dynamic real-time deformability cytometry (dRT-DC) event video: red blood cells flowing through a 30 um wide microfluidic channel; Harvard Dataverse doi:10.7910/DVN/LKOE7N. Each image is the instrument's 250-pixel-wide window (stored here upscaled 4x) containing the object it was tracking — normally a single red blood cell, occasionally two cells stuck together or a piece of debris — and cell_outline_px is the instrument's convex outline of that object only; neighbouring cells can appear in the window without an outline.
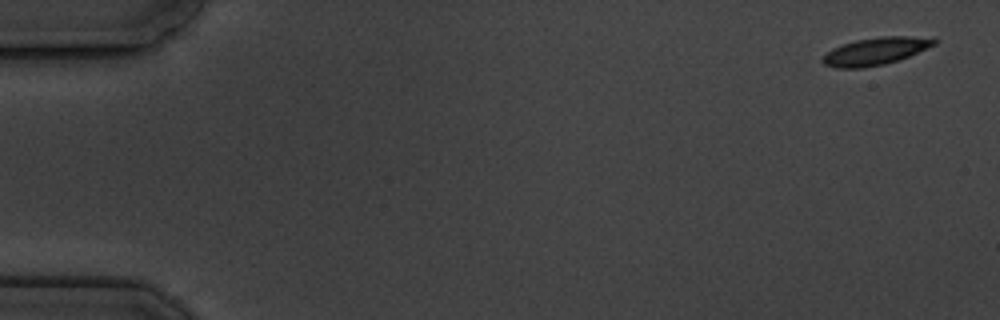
{"species": "common noctule bat (a hibernating species)", "species_latin": "Nyctalus noctula", "temperature_condition": "cold", "stored_images_in_passage": 8, "camera_frame_rate_fps": 3000, "um_per_image_px": 0.085, "animal": {"sex": "male", "body_mass_g": 19.5, "forearm_length_mm": 54.6}, "frame": {"image": 1, "passage_image": 1, "time_ms": 0.0, "image_size_px": [1000, 320], "cell_outline_px": [[940, 40], [936, 44], [908, 56], [884, 64], [864, 68], [836, 68], [824, 64], [820, 60], [832, 48], [856, 40], [880, 36], [936, 36]], "centroid_in_image_um": [74.48, 4.33], "position_along_channel_um": 10.5, "area_um2": 17.98}}
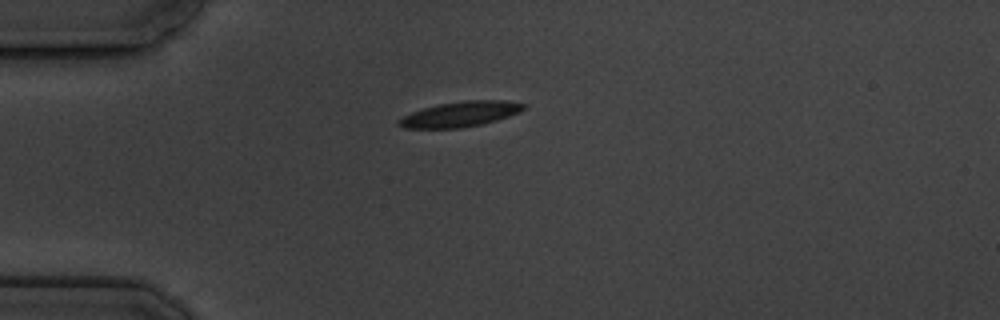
{"frame": {"image": 2, "passage_image": 4, "time_ms": 4.333, "image_size_px": [1000, 320], "cell_outline_px": [[524, 108], [520, 112], [496, 120], [480, 124], [460, 128], [404, 128], [396, 124], [396, 120], [412, 112], [424, 108], [440, 104], [464, 100], [504, 100], [524, 104]], "centroid_in_image_um": [39.09, 9.7], "position_along_channel_um": 45.9, "area_um2": 18.15}}
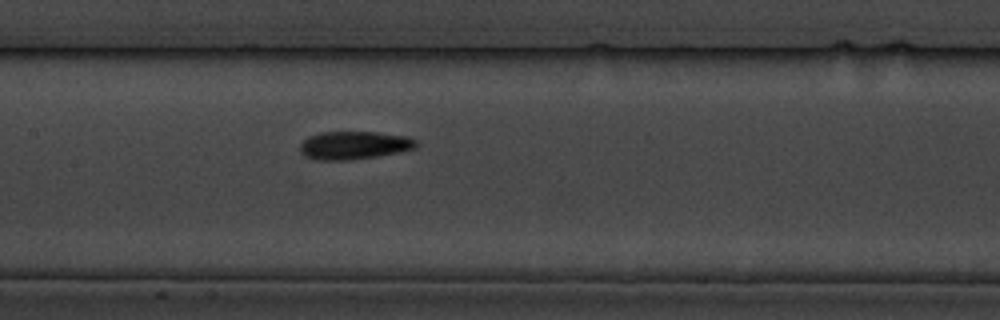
{"frame": {"image": 3, "passage_image": 8, "time_ms": 8.667, "image_size_px": [1000, 320], "cell_outline_px": [[420, 144], [416, 148], [400, 152], [376, 156], [348, 160], [316, 160], [304, 156], [300, 152], [300, 144], [308, 136], [320, 132], [376, 132], [408, 136], [416, 140]], "centroid_in_image_um": [30.11, 12.34], "position_along_channel_um": 177.3, "area_um2": 19.19}}